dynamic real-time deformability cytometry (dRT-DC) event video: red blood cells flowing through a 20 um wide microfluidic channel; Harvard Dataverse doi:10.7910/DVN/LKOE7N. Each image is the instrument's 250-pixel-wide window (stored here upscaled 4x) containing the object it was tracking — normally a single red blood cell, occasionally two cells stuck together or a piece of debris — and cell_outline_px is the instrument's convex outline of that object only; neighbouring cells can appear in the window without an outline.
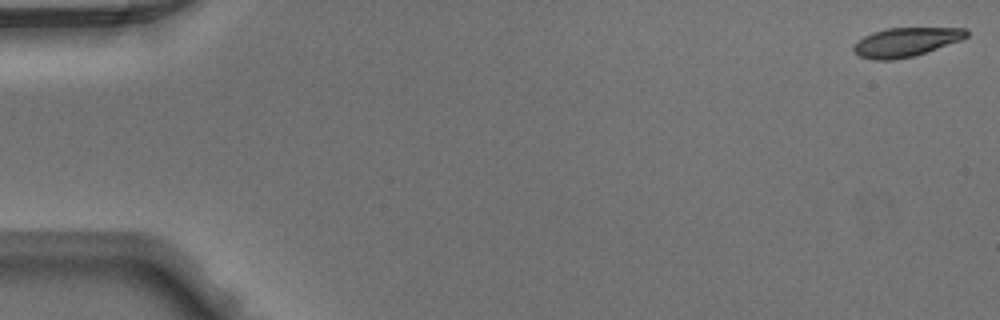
{"species": "Egyptian fruit bat (a non-hibernating species)", "species_latin": "Rousettus aegyptiacus", "temperature_condition": "warm", "stored_images_in_passage": 49, "camera_frame_rate_fps": 3000, "um_per_image_px": 0.085, "animal": {"sex": "male"}, "frame": {"image": 1, "passage_image": 1, "time_ms": 0.0, "image_size_px": [1000, 320], "cell_outline_px": [[968, 36], [960, 40], [912, 56], [892, 60], [872, 60], [860, 56], [852, 52], [852, 48], [864, 36], [872, 32], [888, 28], [964, 28], [968, 32]], "centroid_in_image_um": [76.95, 3.57], "position_along_channel_um": 8.0, "area_um2": 18.73}}
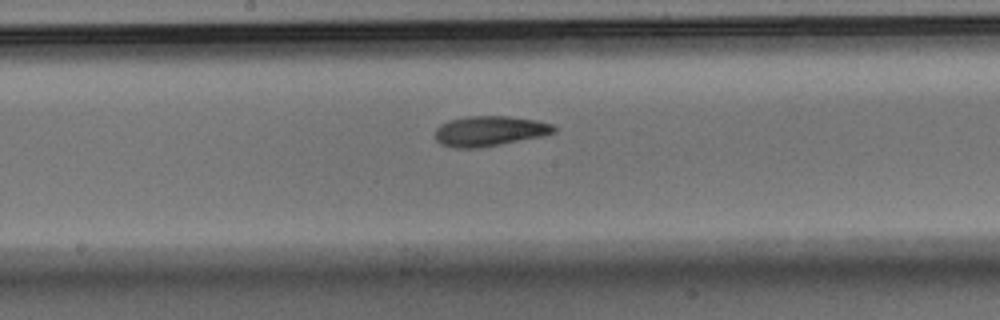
{"frame": {"image": 2, "passage_image": 26, "time_ms": 8.333, "image_size_px": [1000, 320], "cell_outline_px": [[556, 132], [544, 136], [480, 148], [456, 148], [440, 144], [436, 140], [436, 128], [440, 124], [448, 120], [468, 116], [508, 116], [536, 120], [552, 124], [556, 128]], "centroid_in_image_um": [41.62, 11.14], "position_along_channel_um": 206.6, "area_um2": 21.04}}
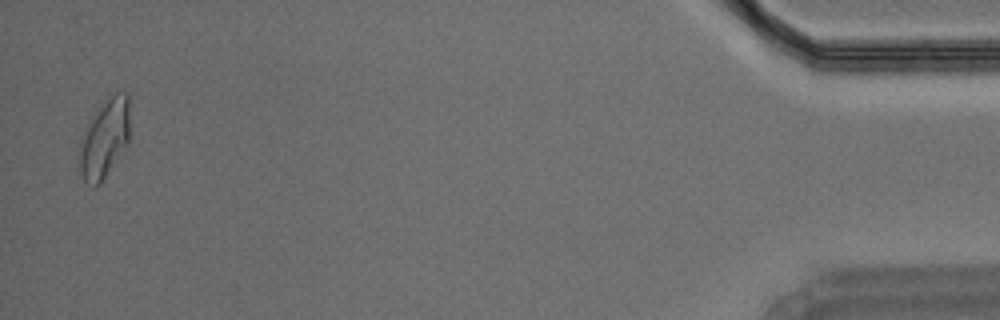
{"frame": {"image": 3, "passage_image": 48, "time_ms": 15.667, "image_size_px": [1000, 320], "cell_outline_px": [[128, 144], [100, 184], [96, 188], [84, 184], [80, 172], [76, 148], [80, 136], [84, 128], [96, 108], [116, 92], [128, 92]], "centroid_in_image_um": [8.8, 11.83], "position_along_channel_um": 426.4, "area_um2": 23.87}}